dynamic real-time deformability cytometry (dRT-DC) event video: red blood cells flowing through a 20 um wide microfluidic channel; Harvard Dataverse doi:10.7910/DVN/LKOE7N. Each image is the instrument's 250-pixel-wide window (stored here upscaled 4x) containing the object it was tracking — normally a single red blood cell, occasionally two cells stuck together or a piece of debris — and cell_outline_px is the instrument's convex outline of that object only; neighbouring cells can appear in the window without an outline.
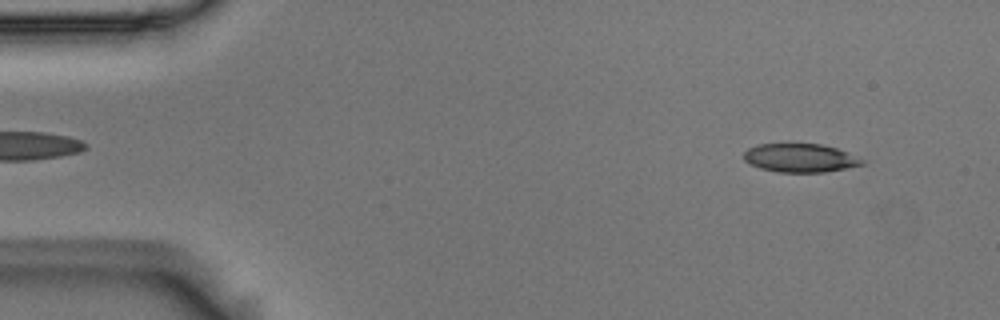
{"species": "Egyptian fruit bat (a non-hibernating species)", "species_latin": "Rousettus aegyptiacus", "temperature_condition": "room temperature", "stored_images_in_passage": 53, "camera_frame_rate_fps": 3000, "um_per_image_px": 0.085, "animal": {"sex": "male"}, "frame": {"image": 1, "passage_image": 4, "time_ms": 1.0, "image_size_px": [1000, 320], "cell_outline_px": [[864, 164], [824, 172], [776, 172], [760, 168], [744, 160], [744, 152], [748, 148], [756, 144], [820, 144], [836, 148], [864, 160]], "centroid_in_image_um": [67.97, 13.42], "position_along_channel_um": 17.0, "area_um2": 19.42}}
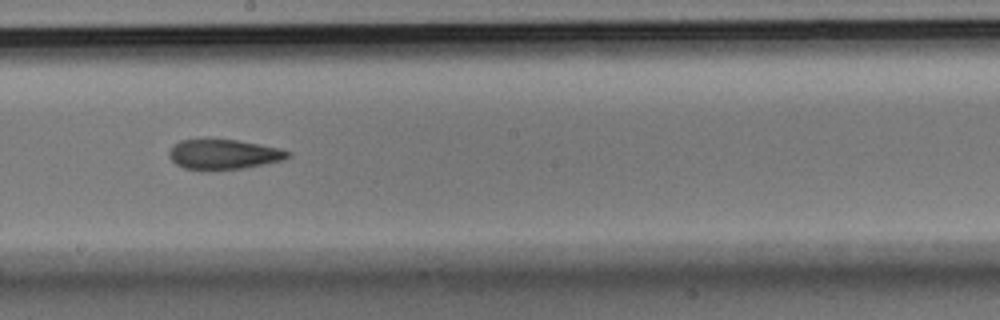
{"frame": {"image": 2, "passage_image": 29, "time_ms": 9.333, "image_size_px": [1000, 320], "cell_outline_px": [[292, 156], [284, 160], [244, 168], [184, 168], [176, 164], [168, 156], [168, 152], [180, 140], [236, 140], [260, 144], [280, 148], [292, 152]], "centroid_in_image_um": [19.09, 13.1], "position_along_channel_um": 229.1, "area_um2": 20.17}}
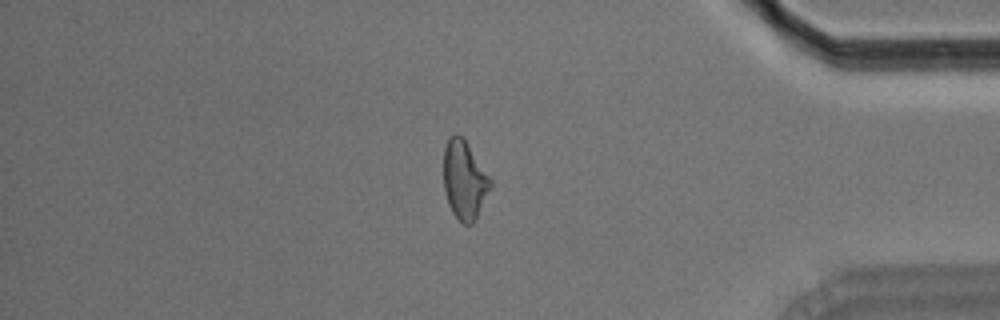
{"frame": {"image": 3, "passage_image": 45, "time_ms": 14.667, "image_size_px": [1000, 320], "cell_outline_px": [[492, 184], [476, 220], [472, 224], [464, 224], [452, 212], [448, 204], [444, 188], [444, 148], [448, 136], [452, 132], [456, 132], [464, 140], [492, 180]], "centroid_in_image_um": [39.46, 15.3], "position_along_channel_um": 395.7, "area_um2": 21.27}, "authors_computed_cell_mechanics": {"area_um2": 21.3282, "velocity_mm_per_s": 3.6782, "shape_relaxation_time_tau1_ms": null, "shape_relaxation_time_tau2_ms": 5.0897, "deformation_change_tau1": null, "deformation_change_tau2": 0.1356}}